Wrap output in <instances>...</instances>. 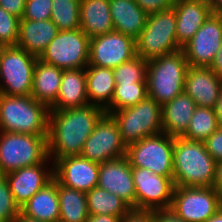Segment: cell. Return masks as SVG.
Segmentation results:
<instances>
[{"label": "cell", "instance_id": "6da1fadb", "mask_svg": "<svg viewBox=\"0 0 222 222\" xmlns=\"http://www.w3.org/2000/svg\"><path fill=\"white\" fill-rule=\"evenodd\" d=\"M104 114L102 107L91 104L49 110L47 144L48 156L53 158V164L63 157L80 155L85 141Z\"/></svg>", "mask_w": 222, "mask_h": 222}, {"label": "cell", "instance_id": "7a4b0ae2", "mask_svg": "<svg viewBox=\"0 0 222 222\" xmlns=\"http://www.w3.org/2000/svg\"><path fill=\"white\" fill-rule=\"evenodd\" d=\"M216 161L202 141L174 138L173 182L180 187H213Z\"/></svg>", "mask_w": 222, "mask_h": 222}, {"label": "cell", "instance_id": "3957f363", "mask_svg": "<svg viewBox=\"0 0 222 222\" xmlns=\"http://www.w3.org/2000/svg\"><path fill=\"white\" fill-rule=\"evenodd\" d=\"M49 108L31 95L0 94V131L48 136Z\"/></svg>", "mask_w": 222, "mask_h": 222}, {"label": "cell", "instance_id": "277c9868", "mask_svg": "<svg viewBox=\"0 0 222 222\" xmlns=\"http://www.w3.org/2000/svg\"><path fill=\"white\" fill-rule=\"evenodd\" d=\"M189 67L182 49L154 58L147 66V94L161 106L184 92Z\"/></svg>", "mask_w": 222, "mask_h": 222}, {"label": "cell", "instance_id": "5b68a950", "mask_svg": "<svg viewBox=\"0 0 222 222\" xmlns=\"http://www.w3.org/2000/svg\"><path fill=\"white\" fill-rule=\"evenodd\" d=\"M47 159V136L0 131V174L44 163Z\"/></svg>", "mask_w": 222, "mask_h": 222}, {"label": "cell", "instance_id": "8992f818", "mask_svg": "<svg viewBox=\"0 0 222 222\" xmlns=\"http://www.w3.org/2000/svg\"><path fill=\"white\" fill-rule=\"evenodd\" d=\"M180 49L174 8L149 14L145 27L136 39V55L149 61Z\"/></svg>", "mask_w": 222, "mask_h": 222}, {"label": "cell", "instance_id": "52a82bcc", "mask_svg": "<svg viewBox=\"0 0 222 222\" xmlns=\"http://www.w3.org/2000/svg\"><path fill=\"white\" fill-rule=\"evenodd\" d=\"M110 115L117 122L126 146L162 133L161 105L148 96L136 105L113 111Z\"/></svg>", "mask_w": 222, "mask_h": 222}, {"label": "cell", "instance_id": "ba28073f", "mask_svg": "<svg viewBox=\"0 0 222 222\" xmlns=\"http://www.w3.org/2000/svg\"><path fill=\"white\" fill-rule=\"evenodd\" d=\"M38 58L17 46L5 47L0 57V94L31 95ZM4 84V85H3Z\"/></svg>", "mask_w": 222, "mask_h": 222}, {"label": "cell", "instance_id": "9c48e42d", "mask_svg": "<svg viewBox=\"0 0 222 222\" xmlns=\"http://www.w3.org/2000/svg\"><path fill=\"white\" fill-rule=\"evenodd\" d=\"M174 137L160 133L127 146L131 167L148 168L152 173L173 179Z\"/></svg>", "mask_w": 222, "mask_h": 222}, {"label": "cell", "instance_id": "30bf717a", "mask_svg": "<svg viewBox=\"0 0 222 222\" xmlns=\"http://www.w3.org/2000/svg\"><path fill=\"white\" fill-rule=\"evenodd\" d=\"M89 47L90 38L80 28L62 30L38 59L63 70L86 68L89 63Z\"/></svg>", "mask_w": 222, "mask_h": 222}, {"label": "cell", "instance_id": "8fae6325", "mask_svg": "<svg viewBox=\"0 0 222 222\" xmlns=\"http://www.w3.org/2000/svg\"><path fill=\"white\" fill-rule=\"evenodd\" d=\"M222 207V197L214 187L175 186L172 210L186 222H205Z\"/></svg>", "mask_w": 222, "mask_h": 222}, {"label": "cell", "instance_id": "7c38bea8", "mask_svg": "<svg viewBox=\"0 0 222 222\" xmlns=\"http://www.w3.org/2000/svg\"><path fill=\"white\" fill-rule=\"evenodd\" d=\"M132 175L135 185V210L170 209L175 187L172 178L140 167H132Z\"/></svg>", "mask_w": 222, "mask_h": 222}, {"label": "cell", "instance_id": "4fadbf2b", "mask_svg": "<svg viewBox=\"0 0 222 222\" xmlns=\"http://www.w3.org/2000/svg\"><path fill=\"white\" fill-rule=\"evenodd\" d=\"M126 149L117 122L105 113L85 141L80 156L102 164L126 156Z\"/></svg>", "mask_w": 222, "mask_h": 222}, {"label": "cell", "instance_id": "5bb4252c", "mask_svg": "<svg viewBox=\"0 0 222 222\" xmlns=\"http://www.w3.org/2000/svg\"><path fill=\"white\" fill-rule=\"evenodd\" d=\"M136 56V40L119 31L90 39L89 65L113 69Z\"/></svg>", "mask_w": 222, "mask_h": 222}, {"label": "cell", "instance_id": "9a60e30c", "mask_svg": "<svg viewBox=\"0 0 222 222\" xmlns=\"http://www.w3.org/2000/svg\"><path fill=\"white\" fill-rule=\"evenodd\" d=\"M222 44V15L211 14L183 47L188 65L209 67Z\"/></svg>", "mask_w": 222, "mask_h": 222}, {"label": "cell", "instance_id": "2e32d148", "mask_svg": "<svg viewBox=\"0 0 222 222\" xmlns=\"http://www.w3.org/2000/svg\"><path fill=\"white\" fill-rule=\"evenodd\" d=\"M52 167L54 178L65 187L88 192L98 186L100 164L80 155L58 159Z\"/></svg>", "mask_w": 222, "mask_h": 222}, {"label": "cell", "instance_id": "e0dca14e", "mask_svg": "<svg viewBox=\"0 0 222 222\" xmlns=\"http://www.w3.org/2000/svg\"><path fill=\"white\" fill-rule=\"evenodd\" d=\"M98 186L117 195L135 210V185L132 167L126 156L100 164Z\"/></svg>", "mask_w": 222, "mask_h": 222}, {"label": "cell", "instance_id": "ac0fdd59", "mask_svg": "<svg viewBox=\"0 0 222 222\" xmlns=\"http://www.w3.org/2000/svg\"><path fill=\"white\" fill-rule=\"evenodd\" d=\"M48 160L50 158L44 163L23 167L5 175L15 203L20 209L40 189L53 180L54 168L45 166V164H49Z\"/></svg>", "mask_w": 222, "mask_h": 222}, {"label": "cell", "instance_id": "d6986e66", "mask_svg": "<svg viewBox=\"0 0 222 222\" xmlns=\"http://www.w3.org/2000/svg\"><path fill=\"white\" fill-rule=\"evenodd\" d=\"M222 88V79L209 67L189 66L186 70L184 92L198 107L214 108Z\"/></svg>", "mask_w": 222, "mask_h": 222}, {"label": "cell", "instance_id": "ffe728a7", "mask_svg": "<svg viewBox=\"0 0 222 222\" xmlns=\"http://www.w3.org/2000/svg\"><path fill=\"white\" fill-rule=\"evenodd\" d=\"M176 37L182 48L212 14L210 5L195 0H176Z\"/></svg>", "mask_w": 222, "mask_h": 222}, {"label": "cell", "instance_id": "44dd1931", "mask_svg": "<svg viewBox=\"0 0 222 222\" xmlns=\"http://www.w3.org/2000/svg\"><path fill=\"white\" fill-rule=\"evenodd\" d=\"M88 105L85 68L63 70L57 99L49 110H65Z\"/></svg>", "mask_w": 222, "mask_h": 222}, {"label": "cell", "instance_id": "7402d4cb", "mask_svg": "<svg viewBox=\"0 0 222 222\" xmlns=\"http://www.w3.org/2000/svg\"><path fill=\"white\" fill-rule=\"evenodd\" d=\"M195 101L185 92L161 106L162 133L171 137H182L189 126L196 108Z\"/></svg>", "mask_w": 222, "mask_h": 222}, {"label": "cell", "instance_id": "603a6c76", "mask_svg": "<svg viewBox=\"0 0 222 222\" xmlns=\"http://www.w3.org/2000/svg\"><path fill=\"white\" fill-rule=\"evenodd\" d=\"M59 32L51 19L34 21L20 19L17 47L39 58Z\"/></svg>", "mask_w": 222, "mask_h": 222}, {"label": "cell", "instance_id": "cb8c5ba5", "mask_svg": "<svg viewBox=\"0 0 222 222\" xmlns=\"http://www.w3.org/2000/svg\"><path fill=\"white\" fill-rule=\"evenodd\" d=\"M109 6L114 30L136 40L145 27L148 14L135 0H109Z\"/></svg>", "mask_w": 222, "mask_h": 222}, {"label": "cell", "instance_id": "d4e9b609", "mask_svg": "<svg viewBox=\"0 0 222 222\" xmlns=\"http://www.w3.org/2000/svg\"><path fill=\"white\" fill-rule=\"evenodd\" d=\"M80 29L90 39L113 31L109 0H81Z\"/></svg>", "mask_w": 222, "mask_h": 222}, {"label": "cell", "instance_id": "484cf974", "mask_svg": "<svg viewBox=\"0 0 222 222\" xmlns=\"http://www.w3.org/2000/svg\"><path fill=\"white\" fill-rule=\"evenodd\" d=\"M20 212L30 218L45 222H59L60 206L57 180H53L40 189L20 209Z\"/></svg>", "mask_w": 222, "mask_h": 222}, {"label": "cell", "instance_id": "4316f807", "mask_svg": "<svg viewBox=\"0 0 222 222\" xmlns=\"http://www.w3.org/2000/svg\"><path fill=\"white\" fill-rule=\"evenodd\" d=\"M62 75L63 69L38 59L34 67L31 96L49 108L57 99Z\"/></svg>", "mask_w": 222, "mask_h": 222}, {"label": "cell", "instance_id": "83f0119b", "mask_svg": "<svg viewBox=\"0 0 222 222\" xmlns=\"http://www.w3.org/2000/svg\"><path fill=\"white\" fill-rule=\"evenodd\" d=\"M85 71L89 104L105 109L111 103L115 91L113 69L88 64Z\"/></svg>", "mask_w": 222, "mask_h": 222}, {"label": "cell", "instance_id": "f1b7e54d", "mask_svg": "<svg viewBox=\"0 0 222 222\" xmlns=\"http://www.w3.org/2000/svg\"><path fill=\"white\" fill-rule=\"evenodd\" d=\"M60 217L59 222H86L87 210L86 192L68 188L57 181Z\"/></svg>", "mask_w": 222, "mask_h": 222}, {"label": "cell", "instance_id": "f546056e", "mask_svg": "<svg viewBox=\"0 0 222 222\" xmlns=\"http://www.w3.org/2000/svg\"><path fill=\"white\" fill-rule=\"evenodd\" d=\"M89 215H114L121 219L132 209L117 195L96 186L86 192Z\"/></svg>", "mask_w": 222, "mask_h": 222}, {"label": "cell", "instance_id": "4dcf8cb0", "mask_svg": "<svg viewBox=\"0 0 222 222\" xmlns=\"http://www.w3.org/2000/svg\"><path fill=\"white\" fill-rule=\"evenodd\" d=\"M219 128L213 108L196 107L186 133L182 136L189 140L204 142Z\"/></svg>", "mask_w": 222, "mask_h": 222}, {"label": "cell", "instance_id": "1f68e13d", "mask_svg": "<svg viewBox=\"0 0 222 222\" xmlns=\"http://www.w3.org/2000/svg\"><path fill=\"white\" fill-rule=\"evenodd\" d=\"M148 96L147 81L136 84H116L111 103L104 109L106 114L131 107Z\"/></svg>", "mask_w": 222, "mask_h": 222}, {"label": "cell", "instance_id": "d6a6232c", "mask_svg": "<svg viewBox=\"0 0 222 222\" xmlns=\"http://www.w3.org/2000/svg\"><path fill=\"white\" fill-rule=\"evenodd\" d=\"M81 0H52L51 21L59 31L80 28Z\"/></svg>", "mask_w": 222, "mask_h": 222}, {"label": "cell", "instance_id": "836d02e7", "mask_svg": "<svg viewBox=\"0 0 222 222\" xmlns=\"http://www.w3.org/2000/svg\"><path fill=\"white\" fill-rule=\"evenodd\" d=\"M148 61L140 56L113 68L116 84H136L146 81Z\"/></svg>", "mask_w": 222, "mask_h": 222}, {"label": "cell", "instance_id": "e575fe53", "mask_svg": "<svg viewBox=\"0 0 222 222\" xmlns=\"http://www.w3.org/2000/svg\"><path fill=\"white\" fill-rule=\"evenodd\" d=\"M20 19L0 7V43L5 47L16 46Z\"/></svg>", "mask_w": 222, "mask_h": 222}, {"label": "cell", "instance_id": "d590c367", "mask_svg": "<svg viewBox=\"0 0 222 222\" xmlns=\"http://www.w3.org/2000/svg\"><path fill=\"white\" fill-rule=\"evenodd\" d=\"M20 212L9 188L6 176L0 174V222H13Z\"/></svg>", "mask_w": 222, "mask_h": 222}, {"label": "cell", "instance_id": "8d00e7d4", "mask_svg": "<svg viewBox=\"0 0 222 222\" xmlns=\"http://www.w3.org/2000/svg\"><path fill=\"white\" fill-rule=\"evenodd\" d=\"M52 0H27L22 19L44 21L51 17Z\"/></svg>", "mask_w": 222, "mask_h": 222}, {"label": "cell", "instance_id": "74e56055", "mask_svg": "<svg viewBox=\"0 0 222 222\" xmlns=\"http://www.w3.org/2000/svg\"><path fill=\"white\" fill-rule=\"evenodd\" d=\"M207 152L216 162L222 161V128L215 130L204 142Z\"/></svg>", "mask_w": 222, "mask_h": 222}, {"label": "cell", "instance_id": "f35d334b", "mask_svg": "<svg viewBox=\"0 0 222 222\" xmlns=\"http://www.w3.org/2000/svg\"><path fill=\"white\" fill-rule=\"evenodd\" d=\"M148 15L173 8L176 0H135Z\"/></svg>", "mask_w": 222, "mask_h": 222}, {"label": "cell", "instance_id": "ab89813d", "mask_svg": "<svg viewBox=\"0 0 222 222\" xmlns=\"http://www.w3.org/2000/svg\"><path fill=\"white\" fill-rule=\"evenodd\" d=\"M27 0H0V7L5 9L11 15L22 19Z\"/></svg>", "mask_w": 222, "mask_h": 222}, {"label": "cell", "instance_id": "60d3db41", "mask_svg": "<svg viewBox=\"0 0 222 222\" xmlns=\"http://www.w3.org/2000/svg\"><path fill=\"white\" fill-rule=\"evenodd\" d=\"M121 222H153V211L132 209Z\"/></svg>", "mask_w": 222, "mask_h": 222}, {"label": "cell", "instance_id": "b9f144b4", "mask_svg": "<svg viewBox=\"0 0 222 222\" xmlns=\"http://www.w3.org/2000/svg\"><path fill=\"white\" fill-rule=\"evenodd\" d=\"M153 222H186L178 217L172 210L163 209L153 211Z\"/></svg>", "mask_w": 222, "mask_h": 222}, {"label": "cell", "instance_id": "7bdbcfd3", "mask_svg": "<svg viewBox=\"0 0 222 222\" xmlns=\"http://www.w3.org/2000/svg\"><path fill=\"white\" fill-rule=\"evenodd\" d=\"M209 68L222 79V44Z\"/></svg>", "mask_w": 222, "mask_h": 222}, {"label": "cell", "instance_id": "ee69618b", "mask_svg": "<svg viewBox=\"0 0 222 222\" xmlns=\"http://www.w3.org/2000/svg\"><path fill=\"white\" fill-rule=\"evenodd\" d=\"M86 222H121L119 216L114 215H89Z\"/></svg>", "mask_w": 222, "mask_h": 222}, {"label": "cell", "instance_id": "f6af8a7d", "mask_svg": "<svg viewBox=\"0 0 222 222\" xmlns=\"http://www.w3.org/2000/svg\"><path fill=\"white\" fill-rule=\"evenodd\" d=\"M213 187L222 197V161L216 163V172Z\"/></svg>", "mask_w": 222, "mask_h": 222}, {"label": "cell", "instance_id": "bcb514c9", "mask_svg": "<svg viewBox=\"0 0 222 222\" xmlns=\"http://www.w3.org/2000/svg\"><path fill=\"white\" fill-rule=\"evenodd\" d=\"M213 109H214L215 116L217 118V123L219 127L222 128V88L220 90L219 97L216 100V103Z\"/></svg>", "mask_w": 222, "mask_h": 222}, {"label": "cell", "instance_id": "7dc6e473", "mask_svg": "<svg viewBox=\"0 0 222 222\" xmlns=\"http://www.w3.org/2000/svg\"><path fill=\"white\" fill-rule=\"evenodd\" d=\"M211 12L214 15H222V0H213L211 5Z\"/></svg>", "mask_w": 222, "mask_h": 222}, {"label": "cell", "instance_id": "c3c4849f", "mask_svg": "<svg viewBox=\"0 0 222 222\" xmlns=\"http://www.w3.org/2000/svg\"><path fill=\"white\" fill-rule=\"evenodd\" d=\"M13 222H45V221L30 218V217L22 214L21 212H19V214L17 215V217L15 218V220Z\"/></svg>", "mask_w": 222, "mask_h": 222}, {"label": "cell", "instance_id": "681fc988", "mask_svg": "<svg viewBox=\"0 0 222 222\" xmlns=\"http://www.w3.org/2000/svg\"><path fill=\"white\" fill-rule=\"evenodd\" d=\"M205 222H222V207L210 218H208Z\"/></svg>", "mask_w": 222, "mask_h": 222}, {"label": "cell", "instance_id": "f907efd6", "mask_svg": "<svg viewBox=\"0 0 222 222\" xmlns=\"http://www.w3.org/2000/svg\"><path fill=\"white\" fill-rule=\"evenodd\" d=\"M195 1L204 2V3L208 4V5H211L213 0H195Z\"/></svg>", "mask_w": 222, "mask_h": 222}, {"label": "cell", "instance_id": "816d5d0a", "mask_svg": "<svg viewBox=\"0 0 222 222\" xmlns=\"http://www.w3.org/2000/svg\"><path fill=\"white\" fill-rule=\"evenodd\" d=\"M4 48H5V46L0 43V57H1V53H2Z\"/></svg>", "mask_w": 222, "mask_h": 222}]
</instances>
